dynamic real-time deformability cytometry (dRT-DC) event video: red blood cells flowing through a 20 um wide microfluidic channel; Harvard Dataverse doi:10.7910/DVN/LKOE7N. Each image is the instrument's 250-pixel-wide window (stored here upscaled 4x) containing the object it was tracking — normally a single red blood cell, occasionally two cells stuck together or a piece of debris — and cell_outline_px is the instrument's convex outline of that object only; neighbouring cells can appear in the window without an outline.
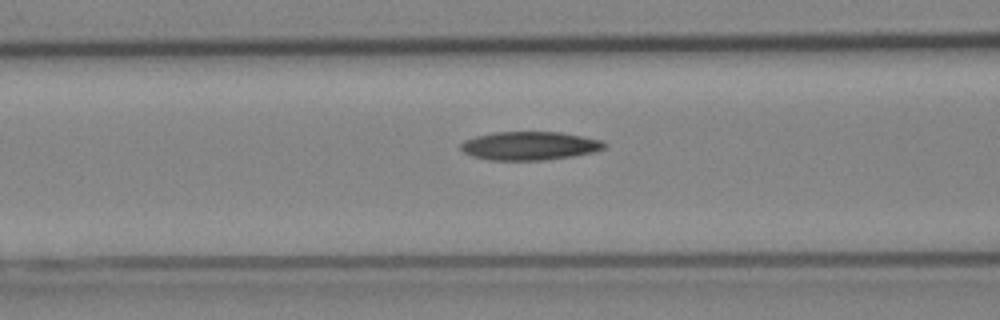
{"species": "Egyptian fruit bat (a non-hibernating species)", "species_latin": "Rousettus aegyptiacus", "temperature_condition": "cold", "stored_images_in_passage": 15, "camera_frame_rate_fps": 3000, "um_per_image_px": 0.085, "animal": {"sex": "female"}, "frame": {"image": 1, "passage_image": 13, "time_ms": 4.0, "image_size_px": [1000, 320], "cell_outline_px": [[608, 144], [604, 148], [592, 152], [572, 156], [544, 160], [488, 160], [472, 156], [464, 152], [460, 148], [460, 144], [464, 140], [476, 136], [492, 132], [560, 132], [604, 140]], "centroid_in_image_um": [45.01, 12.39], "position_along_channel_um": 121.6, "area_um2": 23.93}}